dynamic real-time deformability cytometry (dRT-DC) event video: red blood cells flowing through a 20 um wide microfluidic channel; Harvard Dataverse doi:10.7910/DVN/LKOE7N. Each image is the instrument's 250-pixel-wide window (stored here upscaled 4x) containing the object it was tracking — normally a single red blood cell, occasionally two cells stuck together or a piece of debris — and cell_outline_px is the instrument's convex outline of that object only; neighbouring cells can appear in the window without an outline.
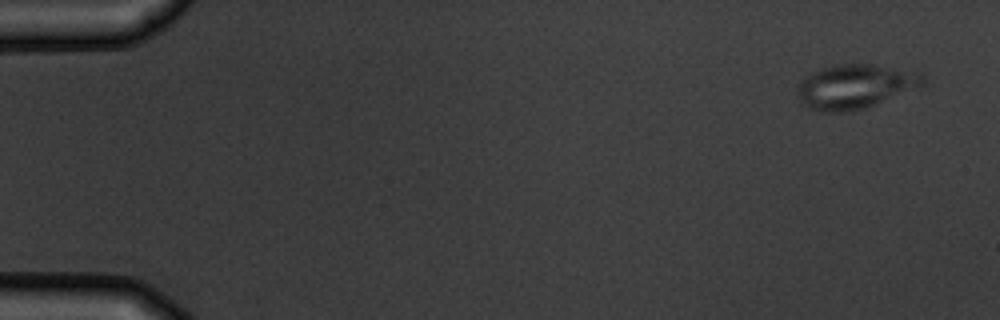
{"species": "common noctule bat (a hibernating species)", "species_latin": "Nyctalus noctula", "temperature_condition": "warm", "stored_images_in_passage": 4, "camera_frame_rate_fps": 3000, "um_per_image_px": 0.085, "animal": {"sex": "male", "body_mass_g": 19.5, "forearm_length_mm": 54.6}, "frame": {"image": 1, "passage_image": 1, "time_ms": 0.0, "image_size_px": [1000, 320], "cell_outline_px": [[924, 84], [920, 88], [864, 108], [848, 112], [820, 112], [808, 108], [800, 100], [796, 92], [796, 84], [804, 76], [820, 68], [836, 64], [872, 64], [920, 72], [924, 76]], "centroid_in_image_um": [72.66, 7.35], "position_along_channel_um": 12.3, "area_um2": 32.89}}